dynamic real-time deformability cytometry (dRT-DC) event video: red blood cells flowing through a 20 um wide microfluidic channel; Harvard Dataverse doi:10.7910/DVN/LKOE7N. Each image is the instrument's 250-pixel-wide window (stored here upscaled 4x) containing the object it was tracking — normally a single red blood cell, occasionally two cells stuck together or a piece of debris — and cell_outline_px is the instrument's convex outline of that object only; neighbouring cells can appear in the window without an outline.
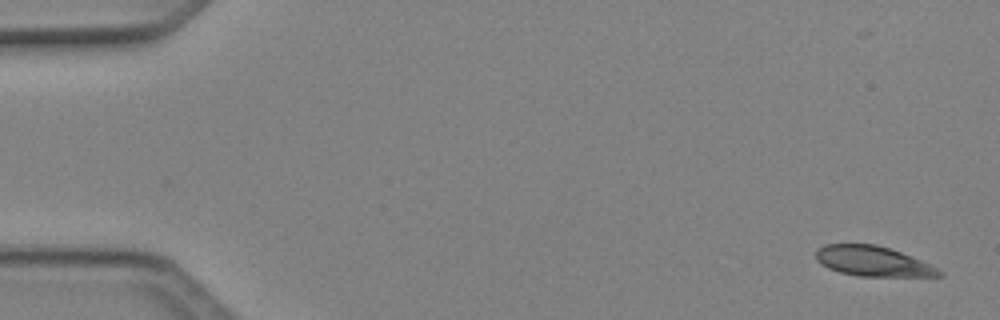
{"species": "Egyptian fruit bat (a non-hibernating species)", "species_latin": "Rousettus aegyptiacus", "temperature_condition": "cold", "stored_images_in_passage": 5, "camera_frame_rate_fps": 3000, "um_per_image_px": 0.085, "animal": {"sex": "female"}, "frame": {"image": 1, "passage_image": 1, "time_ms": 0.0, "image_size_px": [1000, 320], "cell_outline_px": [[944, 276], [860, 276], [840, 272], [828, 268], [820, 264], [816, 260], [816, 252], [824, 244], [876, 244], [900, 252], [920, 260], [936, 268]], "centroid_in_image_um": [74.13, 22.2], "position_along_channel_um": 10.9, "area_um2": 21.21}}
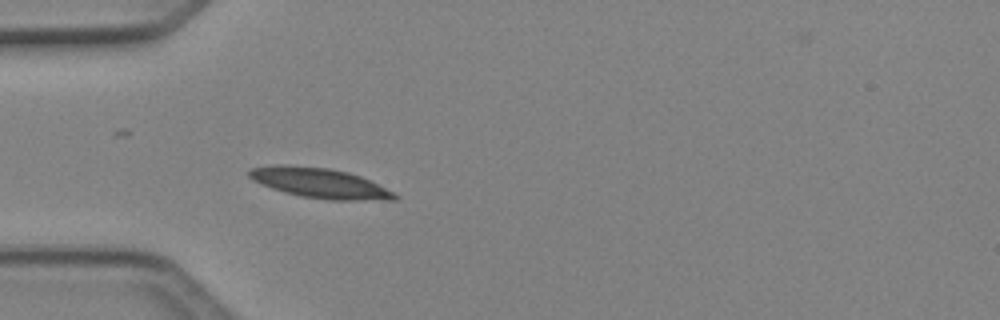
{"frame": {"image": 2, "passage_image": 5, "time_ms": 1.333, "image_size_px": [1000, 320], "cell_outline_px": [[400, 196], [396, 200], [328, 200], [300, 196], [284, 192], [260, 184], [252, 180], [248, 176], [248, 172], [252, 168], [284, 164], [328, 168], [348, 172], [360, 176]], "centroid_in_image_um": [27.16, 15.57], "position_along_channel_um": 57.8, "area_um2": 25.26}}